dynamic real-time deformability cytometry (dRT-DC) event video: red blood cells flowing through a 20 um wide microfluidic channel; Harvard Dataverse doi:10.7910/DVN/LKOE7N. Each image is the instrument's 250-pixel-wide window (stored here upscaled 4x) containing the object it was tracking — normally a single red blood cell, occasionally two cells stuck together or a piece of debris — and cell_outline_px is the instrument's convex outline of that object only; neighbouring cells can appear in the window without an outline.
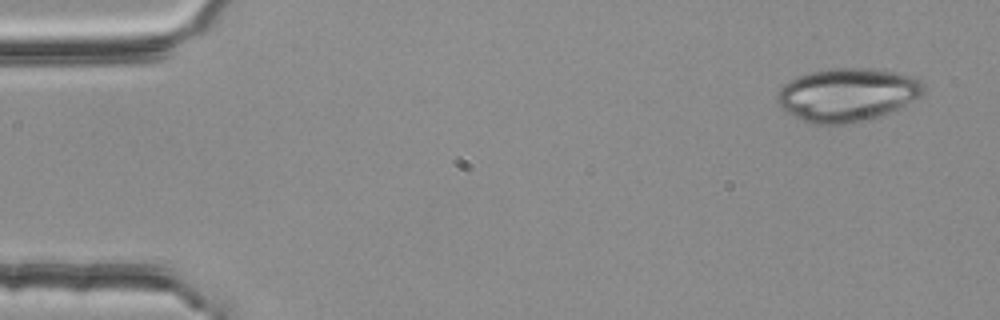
{"species": "common noctule bat (a hibernating species)", "species_latin": "Nyctalus noctula", "temperature_condition": "room temperature", "stored_images_in_passage": 52, "camera_frame_rate_fps": 3000, "um_per_image_px": 0.085, "animal": {"sex": "female", "body_mass_g": 25.1}, "frame": {"image": 1, "passage_image": 1, "time_ms": 0.0, "image_size_px": [1000, 320], "cell_outline_px": [[928, 88], [920, 96], [888, 112], [868, 120], [844, 124], [812, 124], [780, 108], [776, 100], [776, 92], [784, 84], [796, 76], [828, 68], [872, 68], [892, 72], [908, 76], [920, 80]], "centroid_in_image_um": [71.98, 8.04], "position_along_channel_um": 13.0, "area_um2": 45.2}}
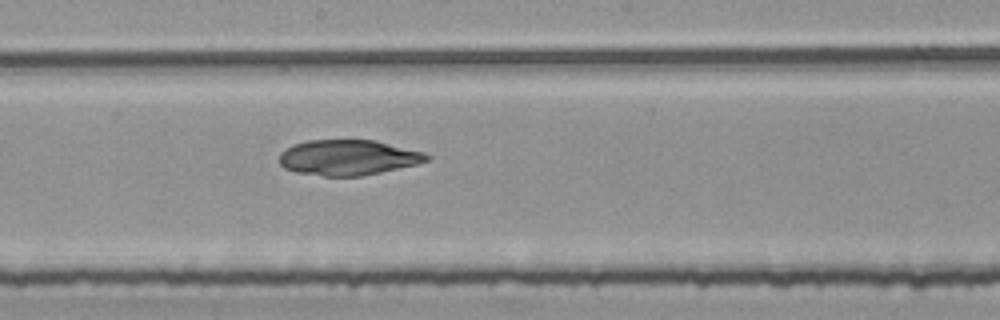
{"frame": {"image": 2, "passage_image": 27, "time_ms": 8.667, "image_size_px": [1000, 320], "cell_outline_px": [[432, 156], [428, 160], [416, 164], [380, 172], [360, 176], [324, 176], [296, 172], [284, 168], [280, 164], [280, 152], [284, 148], [292, 144], [308, 140], [376, 140], [424, 152]], "centroid_in_image_um": [29.57, 13.38], "position_along_channel_um": 218.6, "area_um2": 30.46}}
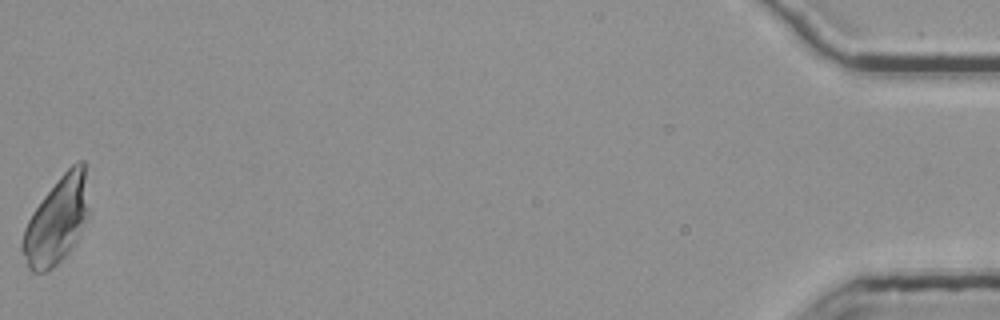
{"frame": {"image": 3, "passage_image": 52, "time_ms": 17.0, "image_size_px": [1000, 320], "cell_outline_px": [[88, 216], [76, 240], [68, 252], [52, 268], [44, 272], [32, 272], [28, 268], [20, 248], [20, 244], [24, 228], [32, 212], [44, 196], [60, 176], [76, 160], [84, 160], [88, 208]], "centroid_in_image_um": [4.79, 18.75], "position_along_channel_um": 430.4, "area_um2": 33.23}}